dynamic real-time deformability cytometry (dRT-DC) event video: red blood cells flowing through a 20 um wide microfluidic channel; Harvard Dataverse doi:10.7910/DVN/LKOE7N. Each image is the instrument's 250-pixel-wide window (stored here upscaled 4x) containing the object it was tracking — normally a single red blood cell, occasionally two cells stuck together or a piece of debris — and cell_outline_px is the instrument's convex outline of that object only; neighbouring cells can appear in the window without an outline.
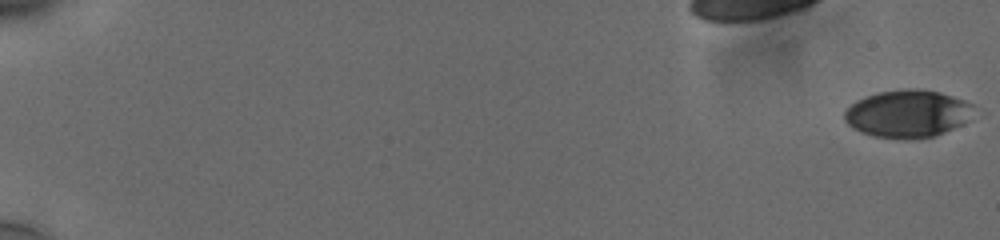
{"species": "human", "species_latin": "Homo sapiens", "temperature_condition": "cold", "stored_images_in_passage": 58, "camera_frame_rate_fps": 3000, "um_per_image_px": 0.085, "donor": {"sex": "male"}, "frame": {"image": 1, "passage_image": 1, "time_ms": 0.0, "image_size_px": [1000, 240], "cell_outline_px": [[972, 104], [964, 120], [960, 124], [936, 136], [912, 140], [904, 140], [872, 136], [860, 132], [852, 128], [844, 120], [844, 112], [856, 100], [864, 96], [880, 92], [908, 88], [916, 88], [940, 92], [964, 100]], "centroid_in_image_um": [77.05, 9.68], "position_along_channel_um": 8.0, "area_um2": 35.6}}
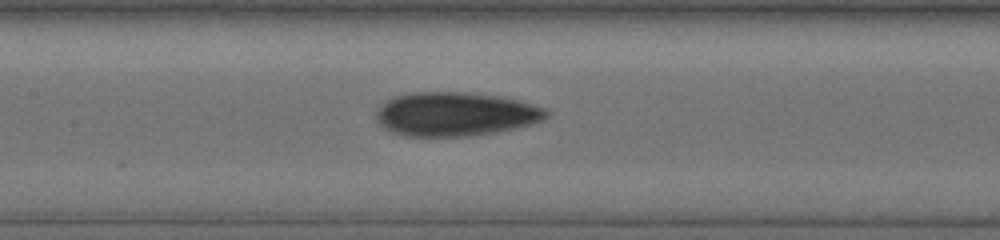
{"frame": {"image": 2, "passage_image": 31, "time_ms": 10.0, "image_size_px": [1000, 240], "cell_outline_px": [[548, 116], [544, 120], [496, 132], [468, 136], [404, 136], [392, 132], [384, 128], [380, 124], [376, 116], [376, 108], [384, 100], [396, 96], [412, 92], [472, 92], [500, 96], [548, 108]], "centroid_in_image_um": [38.67, 9.68], "position_along_channel_um": 168.7, "area_um2": 43.7}}
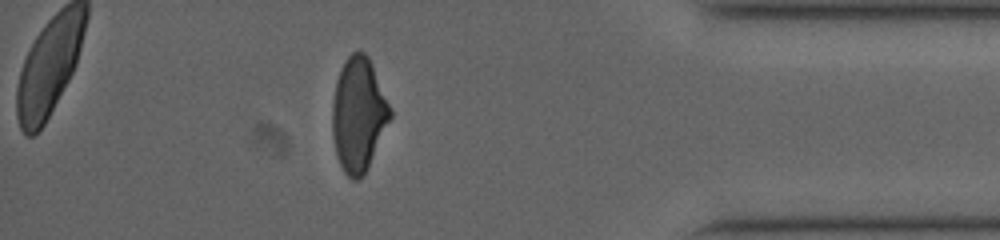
{"frame": {"image": 3, "passage_image": 52, "time_ms": 17.0, "image_size_px": [1000, 240], "cell_outline_px": [[392, 116], [364, 172], [356, 180], [352, 180], [344, 172], [336, 156], [332, 136], [332, 100], [336, 80], [340, 68], [344, 60], [352, 52], [364, 52], [368, 56], [372, 64], [392, 112]], "centroid_in_image_um": [30.43, 9.69], "position_along_channel_um": 404.8, "area_um2": 38.03}, "authors_computed_cell_mechanics": {"area_um2": 39.3907, "velocity_mm_per_s": 3.7907, "shape_relaxation_time_tau1_ms": 7.8973, "shape_relaxation_time_tau2_ms": 3.4477, "deformation_change_tau1": 0.1856, "deformation_change_tau2": 0.1086}}